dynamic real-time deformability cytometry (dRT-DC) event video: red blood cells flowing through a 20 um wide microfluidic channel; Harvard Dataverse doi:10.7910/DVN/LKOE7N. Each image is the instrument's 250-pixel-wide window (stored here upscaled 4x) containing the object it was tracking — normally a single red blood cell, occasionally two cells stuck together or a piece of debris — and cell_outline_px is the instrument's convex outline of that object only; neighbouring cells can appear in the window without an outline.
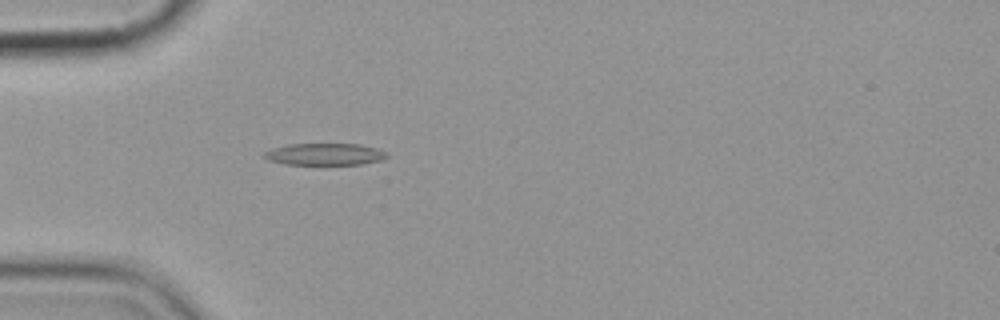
{"species": "common noctule bat (a hibernating species)", "species_latin": "Nyctalus noctula", "temperature_condition": "cold", "stored_images_in_passage": 2, "camera_frame_rate_fps": 3000, "um_per_image_px": 0.085, "animal": {"sex": "female", "body_mass_g": 19.9}, "frame": {"image": 1, "passage_image": 2, "time_ms": 1.333, "image_size_px": [1000, 320], "cell_outline_px": [[388, 156], [384, 160], [360, 164], [284, 164], [268, 160], [260, 156], [264, 152], [272, 148], [288, 144], [360, 144], [376, 148], [384, 152]], "centroid_in_image_um": [27.56, 13.11], "position_along_channel_um": 57.4, "area_um2": 15.66}}